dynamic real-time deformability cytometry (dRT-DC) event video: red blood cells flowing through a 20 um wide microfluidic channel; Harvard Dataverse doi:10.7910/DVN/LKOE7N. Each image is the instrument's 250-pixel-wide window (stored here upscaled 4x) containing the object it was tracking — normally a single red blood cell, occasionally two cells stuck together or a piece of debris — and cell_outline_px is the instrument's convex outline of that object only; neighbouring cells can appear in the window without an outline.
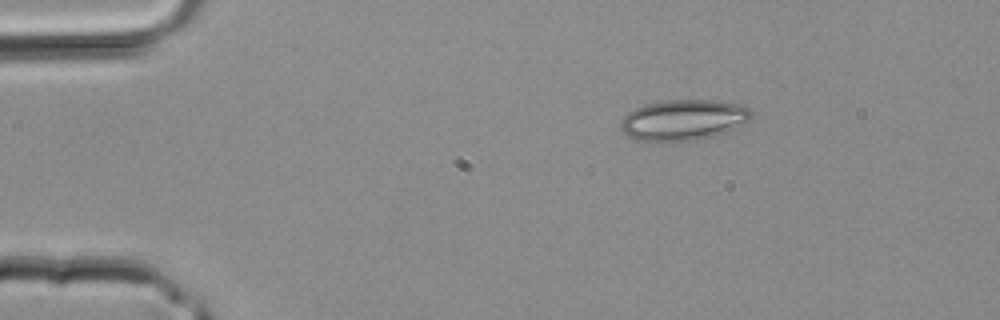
{"species": "common noctule bat (a hibernating species)", "species_latin": "Nyctalus noctula", "temperature_condition": "room temperature", "stored_images_in_passage": 2, "camera_frame_rate_fps": 3000, "um_per_image_px": 0.085, "animal": {"sex": "male", "body_mass_g": 20.4}, "frame": {"image": 1, "passage_image": 1, "time_ms": 0.0, "image_size_px": [1000, 320], "cell_outline_px": [[752, 116], [748, 120], [724, 132], [712, 136], [692, 140], [660, 144], [636, 140], [628, 136], [620, 128], [620, 120], [628, 112], [644, 104], [664, 100], [716, 100], [740, 104], [748, 108], [752, 112]], "centroid_in_image_um": [58.01, 10.21], "position_along_channel_um": 27.0, "area_um2": 31.39}}